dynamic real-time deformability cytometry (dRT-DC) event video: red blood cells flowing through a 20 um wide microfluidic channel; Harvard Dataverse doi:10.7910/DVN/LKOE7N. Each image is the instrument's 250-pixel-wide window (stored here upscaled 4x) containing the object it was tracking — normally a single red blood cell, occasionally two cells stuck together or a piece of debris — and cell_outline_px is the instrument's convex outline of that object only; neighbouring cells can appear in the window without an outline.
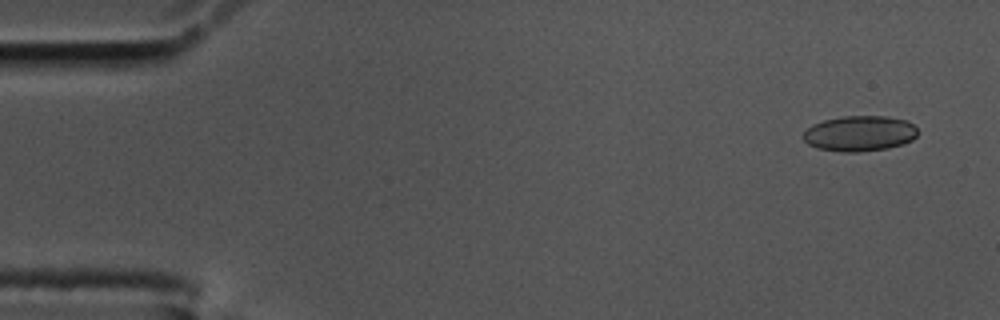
{"species": "common noctule bat (a hibernating species)", "species_latin": "Nyctalus noctula", "temperature_condition": "cold", "stored_images_in_passage": 59, "camera_frame_rate_fps": 3000, "um_per_image_px": 0.085, "animal": {"sex": "male", "body_mass_g": 17.5, "forearm_length_mm": 52.3}, "frame": {"image": 1, "passage_image": 4, "time_ms": 1.0, "image_size_px": [1000, 320], "cell_outline_px": [[916, 136], [912, 140], [904, 144], [888, 148], [860, 152], [840, 152], [816, 148], [808, 144], [804, 140], [804, 132], [812, 124], [824, 120], [844, 116], [888, 116], [904, 120], [912, 124], [916, 128]], "centroid_in_image_um": [73.06, 11.35], "position_along_channel_um": 11.9, "area_um2": 23.7}}
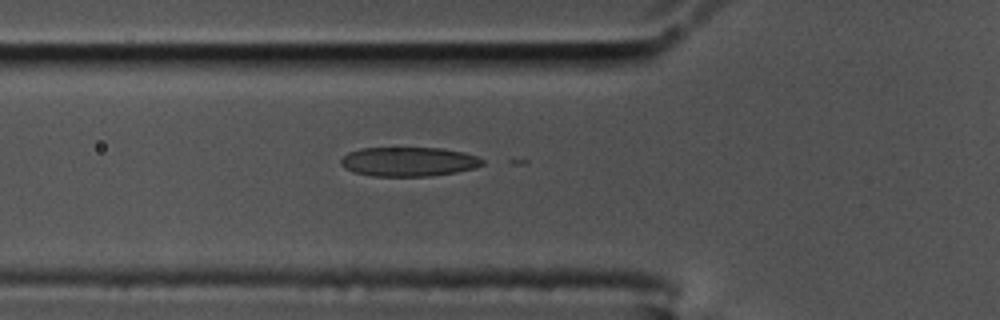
{"frame": {"image": 2, "passage_image": 21, "time_ms": 6.667, "image_size_px": [1000, 320], "cell_outline_px": [[484, 164], [476, 168], [456, 172], [428, 176], [372, 176], [352, 172], [344, 168], [340, 164], [340, 160], [348, 152], [360, 148], [440, 148], [464, 152], [476, 156], [484, 160]], "centroid_in_image_um": [34.72, 13.74], "position_along_channel_um": 91.1, "area_um2": 24.28}}
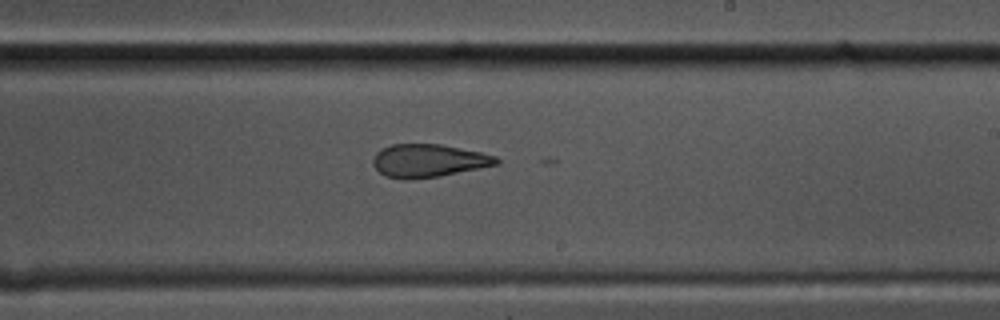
{"frame": {"image": 3, "passage_image": 35, "time_ms": 11.333, "image_size_px": [1000, 320], "cell_outline_px": [[500, 164], [440, 176], [408, 180], [404, 180], [384, 176], [372, 164], [372, 160], [376, 152], [380, 148], [392, 144], [440, 144], [480, 152], [496, 156], [500, 160]], "centroid_in_image_um": [36.4, 13.66], "position_along_channel_um": 252.6, "area_um2": 23.93}, "authors_computed_cell_mechanics": {"area_um2": 24.276, "velocity_mm_per_s": 3.4617, "shape_relaxation_time_tau1_ms": null, "shape_relaxation_time_tau2_ms": 2.9167, "deformation_change_tau1": null, "deformation_change_tau2": 0.104}}